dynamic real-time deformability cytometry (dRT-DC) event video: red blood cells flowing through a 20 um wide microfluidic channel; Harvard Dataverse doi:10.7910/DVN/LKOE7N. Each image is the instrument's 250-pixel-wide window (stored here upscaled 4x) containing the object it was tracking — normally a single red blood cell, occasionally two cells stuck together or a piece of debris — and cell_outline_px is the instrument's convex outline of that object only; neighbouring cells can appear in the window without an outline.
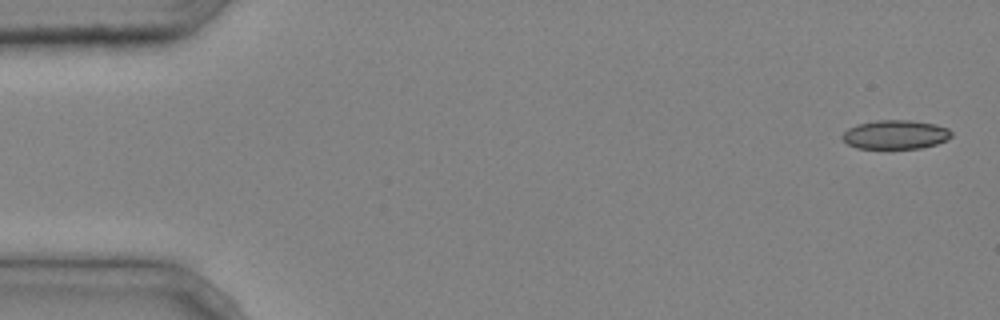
{"species": "common noctule bat (a hibernating species)", "species_latin": "Nyctalus noctula", "temperature_condition": "cold", "stored_images_in_passage": 4, "segment_of_instrument_passage": [2, 2], "camera_frame_rate_fps": 3000, "um_per_image_px": 0.085, "animal": {"sex": "male", "body_mass_g": 20.4}, "frame": {"image": 1, "passage_image": 4, "time_ms": 1.0, "image_size_px": [1000, 320], "cell_outline_px": [[952, 136], [936, 144], [920, 148], [856, 148], [848, 144], [840, 136], [848, 128], [856, 124], [876, 120], [912, 120], [936, 124], [948, 128], [952, 132]], "centroid_in_image_um": [76.1, 11.43], "position_along_channel_um": 8.9, "area_um2": 18.44}}